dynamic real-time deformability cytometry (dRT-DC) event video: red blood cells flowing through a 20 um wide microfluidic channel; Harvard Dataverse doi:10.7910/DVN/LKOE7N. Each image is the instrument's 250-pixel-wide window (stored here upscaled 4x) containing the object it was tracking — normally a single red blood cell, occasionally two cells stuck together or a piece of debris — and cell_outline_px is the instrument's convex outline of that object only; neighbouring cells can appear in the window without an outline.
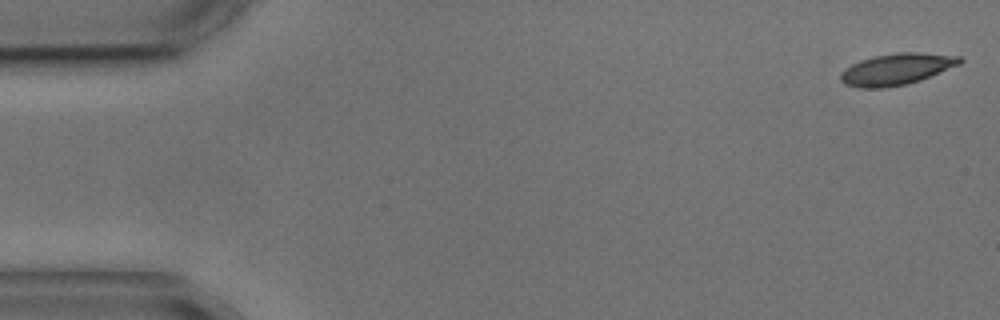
{"species": "common noctule bat (a hibernating species)", "species_latin": "Nyctalus noctula", "temperature_condition": "cold", "stored_images_in_passage": 4, "camera_frame_rate_fps": 3000, "um_per_image_px": 0.085, "animal": {"sex": "male", "body_mass_g": 17.9, "forearm_length_mm": 54.2}, "frame": {"image": 1, "passage_image": 1, "time_ms": 0.0, "image_size_px": [1000, 320], "cell_outline_px": [[964, 60], [960, 64], [920, 80], [908, 84], [888, 88], [856, 88], [844, 84], [840, 80], [840, 72], [852, 64], [860, 60], [872, 56], [896, 52], [920, 52], [960, 56]], "centroid_in_image_um": [76.18, 5.88], "position_along_channel_um": 8.8, "area_um2": 22.14}}
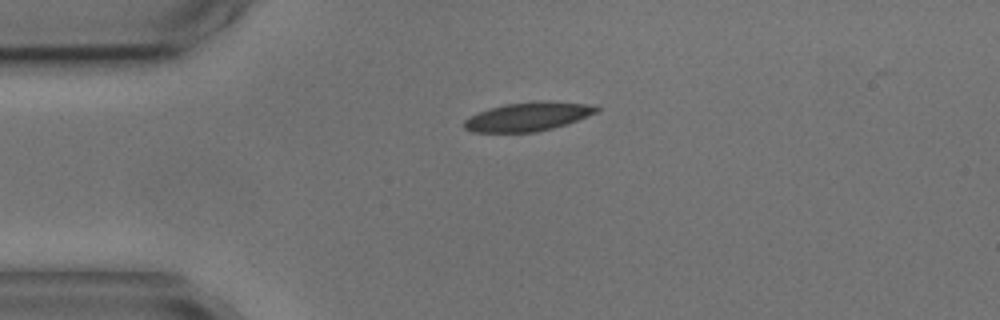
{"frame": {"image": 2, "passage_image": 4, "time_ms": 3.667, "image_size_px": [1000, 320], "cell_outline_px": [[600, 108], [596, 112], [568, 124], [536, 132], [472, 132], [464, 128], [464, 120], [468, 116], [504, 104], [596, 104]], "centroid_in_image_um": [44.81, 9.98], "position_along_channel_um": 40.2, "area_um2": 20.98}}